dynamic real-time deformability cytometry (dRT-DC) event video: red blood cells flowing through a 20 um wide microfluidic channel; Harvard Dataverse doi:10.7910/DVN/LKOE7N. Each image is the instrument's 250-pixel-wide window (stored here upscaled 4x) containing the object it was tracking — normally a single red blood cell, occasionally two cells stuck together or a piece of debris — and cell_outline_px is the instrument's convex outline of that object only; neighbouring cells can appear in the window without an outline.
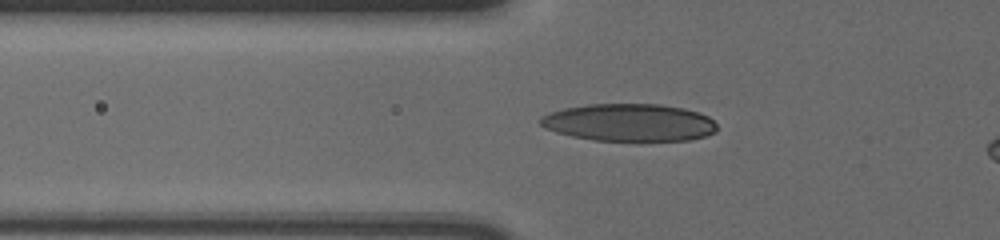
{"species": "human", "species_latin": "Homo sapiens", "temperature_condition": "cold", "stored_images_in_passage": 48, "camera_frame_rate_fps": 3000, "um_per_image_px": 0.085, "donor": {"sex": "male"}, "frame": {"image": 1, "passage_image": 14, "time_ms": 4.333, "image_size_px": [1000, 240], "cell_outline_px": [[716, 132], [692, 140], [592, 140], [572, 136], [556, 132], [540, 124], [540, 120], [544, 116], [552, 112], [564, 108], [588, 104], [660, 104], [684, 108], [708, 116], [716, 124]], "centroid_in_image_um": [53.52, 10.41], "position_along_channel_um": 72.3, "area_um2": 38.21}}
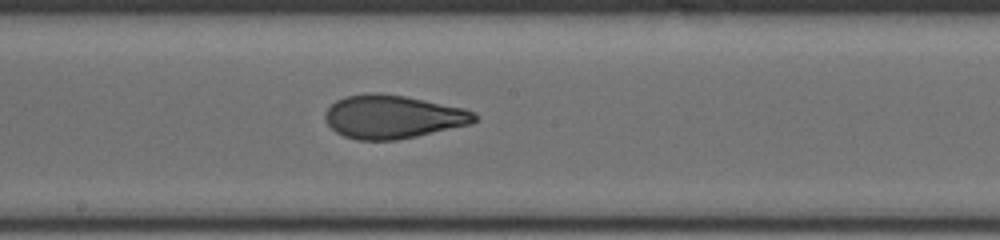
{"frame": {"image": 2, "passage_image": 26, "time_ms": 8.333, "image_size_px": [1000, 240], "cell_outline_px": [[476, 120], [472, 124], [416, 136], [396, 140], [356, 140], [344, 136], [336, 132], [324, 120], [324, 112], [336, 100], [344, 96], [368, 92], [380, 92], [404, 96], [464, 108], [476, 112]], "centroid_in_image_um": [33.36, 9.92], "position_along_channel_um": 214.8, "area_um2": 37.97}}
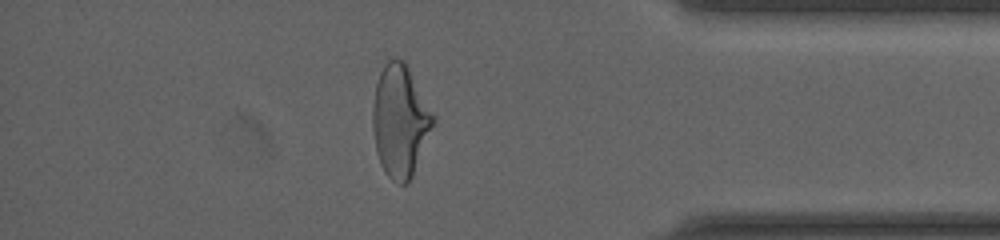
{"frame": {"image": 3, "passage_image": 43, "time_ms": 14.0, "image_size_px": [1000, 240], "cell_outline_px": [[436, 120], [412, 176], [408, 184], [396, 184], [384, 172], [380, 164], [376, 152], [372, 128], [372, 104], [376, 84], [380, 72], [384, 64], [392, 56], [404, 60], [408, 64], [436, 116]], "centroid_in_image_um": [34.01, 10.24], "position_along_channel_um": 401.2, "area_um2": 40.29}}